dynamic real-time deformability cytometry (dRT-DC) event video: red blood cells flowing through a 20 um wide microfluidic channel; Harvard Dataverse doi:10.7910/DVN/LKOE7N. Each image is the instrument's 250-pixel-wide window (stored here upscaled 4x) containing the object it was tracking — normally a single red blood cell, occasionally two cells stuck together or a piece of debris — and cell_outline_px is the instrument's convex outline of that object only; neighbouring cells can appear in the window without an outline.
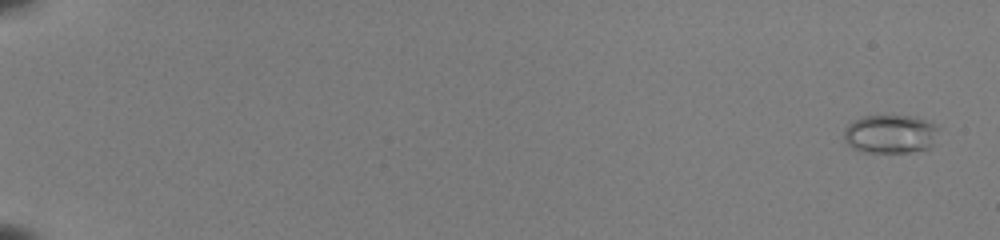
{"species": "common noctule bat (a hibernating species)", "species_latin": "Nyctalus noctula", "temperature_condition": "room temperature", "stored_images_in_passage": 53, "camera_frame_rate_fps": 3000, "um_per_image_px": 0.085, "animal": {"sex": "female", "body_mass_g": 22.0, "forearm_length_mm": 56.7}, "frame": {"image": 1, "passage_image": 1, "time_ms": 0.0, "image_size_px": [1000, 240], "cell_outline_px": [[936, 128], [932, 148], [908, 152], [864, 152], [852, 148], [844, 140], [844, 132], [848, 124], [864, 116], [916, 116], [932, 124]], "centroid_in_image_um": [75.64, 11.4], "position_along_channel_um": 9.4, "area_um2": 20.98}}
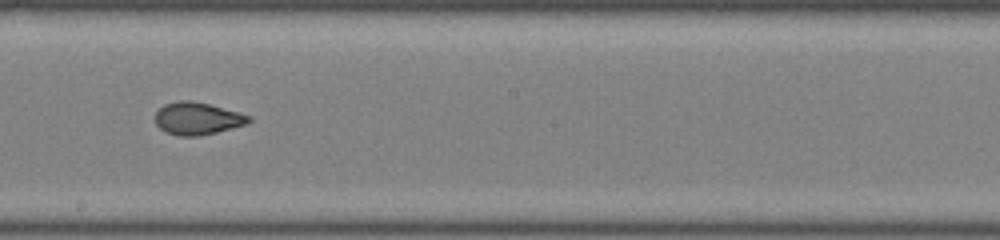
{"frame": {"image": 2, "passage_image": 33, "time_ms": 10.667, "image_size_px": [1000, 240], "cell_outline_px": [[252, 120], [244, 124], [232, 128], [200, 136], [176, 136], [164, 132], [156, 124], [156, 112], [164, 104], [180, 100], [188, 100], [208, 104], [252, 116]], "centroid_in_image_um": [16.75, 10.08], "position_along_channel_um": 231.4, "area_um2": 17.57}}
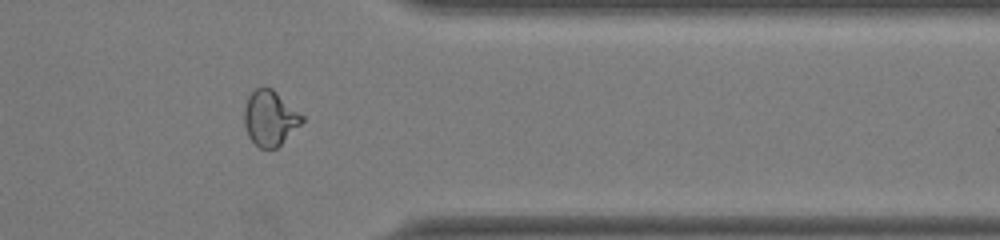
{"frame": {"image": 3, "passage_image": 45, "time_ms": 14.667, "image_size_px": [1000, 240], "cell_outline_px": [[304, 120], [276, 148], [260, 148], [248, 136], [244, 124], [244, 108], [248, 96], [256, 88], [272, 88], [304, 116]], "centroid_in_image_um": [22.93, 10.03], "position_along_channel_um": 388.5, "area_um2": 18.26}, "authors_computed_cell_mechanics": {"area_um2": 18.9584, "velocity_mm_per_s": 4.0119, "shape_relaxation_time_tau1_ms": 5.0708, "shape_relaxation_time_tau2_ms": 1.0975, "deformation_change_tau1": 0.1713, "deformation_change_tau2": 0.056}}